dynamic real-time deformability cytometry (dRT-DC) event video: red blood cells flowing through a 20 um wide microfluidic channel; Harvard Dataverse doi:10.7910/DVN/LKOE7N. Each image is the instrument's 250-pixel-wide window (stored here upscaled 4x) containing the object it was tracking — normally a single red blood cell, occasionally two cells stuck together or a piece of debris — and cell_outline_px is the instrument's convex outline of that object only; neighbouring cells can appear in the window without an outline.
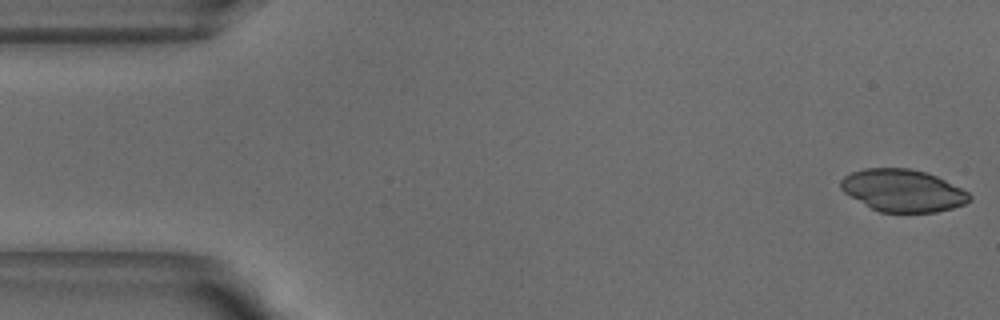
{"species": "common noctule bat (a hibernating species)", "species_latin": "Nyctalus noctula", "temperature_condition": "warm", "stored_images_in_passage": 11, "camera_frame_rate_fps": 3000, "um_per_image_px": 0.085, "animal": {"sex": "male", "body_mass_g": 18.8}, "frame": {"image": 1, "passage_image": 1, "time_ms": 0.0, "image_size_px": [1000, 320], "cell_outline_px": [[972, 200], [964, 204], [952, 208], [936, 212], [880, 212], [872, 208], [844, 192], [840, 188], [840, 180], [844, 176], [852, 172], [864, 168], [908, 168], [924, 172], [936, 176], [968, 192], [972, 196]], "centroid_in_image_um": [76.74, 16.19], "position_along_channel_um": 8.3, "area_um2": 31.44}}